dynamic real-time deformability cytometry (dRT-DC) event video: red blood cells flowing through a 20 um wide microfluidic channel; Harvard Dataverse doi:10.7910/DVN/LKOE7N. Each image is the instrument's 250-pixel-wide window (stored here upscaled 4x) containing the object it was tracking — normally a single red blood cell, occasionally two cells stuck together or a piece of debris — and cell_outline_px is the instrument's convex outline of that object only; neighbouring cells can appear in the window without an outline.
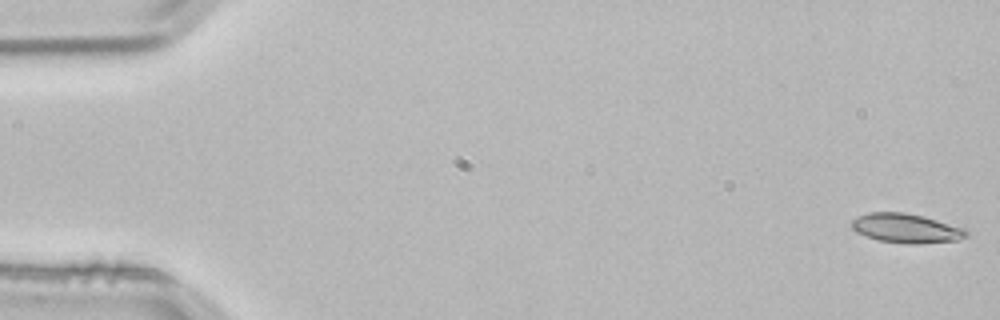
{"species": "common noctule bat (a hibernating species)", "species_latin": "Nyctalus noctula", "temperature_condition": "room temperature", "stored_images_in_passage": 54, "camera_frame_rate_fps": 3000, "um_per_image_px": 0.085, "animal": {"sex": "male", "body_mass_g": 21.5, "forearm_length_mm": 52.0}, "frame": {"image": 1, "passage_image": 1, "time_ms": 0.0, "image_size_px": [1000, 320], "cell_outline_px": [[968, 236], [956, 240], [916, 244], [904, 244], [880, 240], [856, 232], [852, 228], [852, 220], [868, 212], [904, 212], [936, 220], [964, 228], [968, 232]], "centroid_in_image_um": [77.02, 19.41], "position_along_channel_um": 8.0, "area_um2": 19.25}}
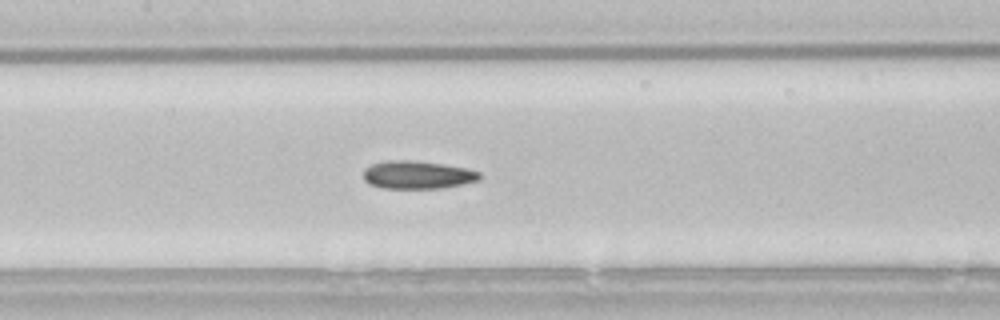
{"frame": {"image": 2, "passage_image": 25, "time_ms": 8.0, "image_size_px": [1000, 320], "cell_outline_px": [[480, 180], [440, 188], [384, 188], [372, 184], [364, 180], [364, 168], [372, 164], [388, 160], [408, 160], [440, 164], [468, 168], [480, 172]], "centroid_in_image_um": [35.48, 14.86], "position_along_channel_um": 171.9, "area_um2": 18.67}}
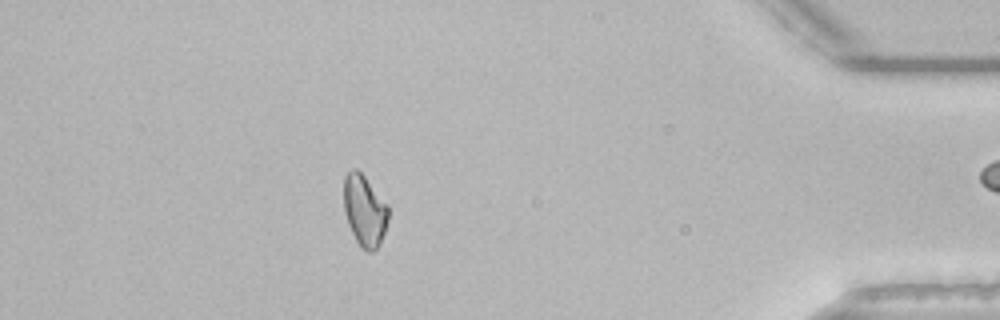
{"frame": {"image": 3, "passage_image": 47, "time_ms": 15.333, "image_size_px": [1000, 320], "cell_outline_px": [[388, 220], [380, 244], [372, 252], [368, 252], [360, 248], [348, 224], [344, 212], [344, 176], [352, 168], [356, 168], [364, 176], [388, 204]], "centroid_in_image_um": [30.98, 17.9], "position_along_channel_um": 404.2, "area_um2": 18.55}, "authors_computed_cell_mechanics": {"area_um2": 18.6116, "velocity_mm_per_s": 3.8259, "shape_relaxation_time_tau1_ms": null, "shape_relaxation_time_tau2_ms": 8.3296, "deformation_change_tau1": null, "deformation_change_tau2": 0.1247}}